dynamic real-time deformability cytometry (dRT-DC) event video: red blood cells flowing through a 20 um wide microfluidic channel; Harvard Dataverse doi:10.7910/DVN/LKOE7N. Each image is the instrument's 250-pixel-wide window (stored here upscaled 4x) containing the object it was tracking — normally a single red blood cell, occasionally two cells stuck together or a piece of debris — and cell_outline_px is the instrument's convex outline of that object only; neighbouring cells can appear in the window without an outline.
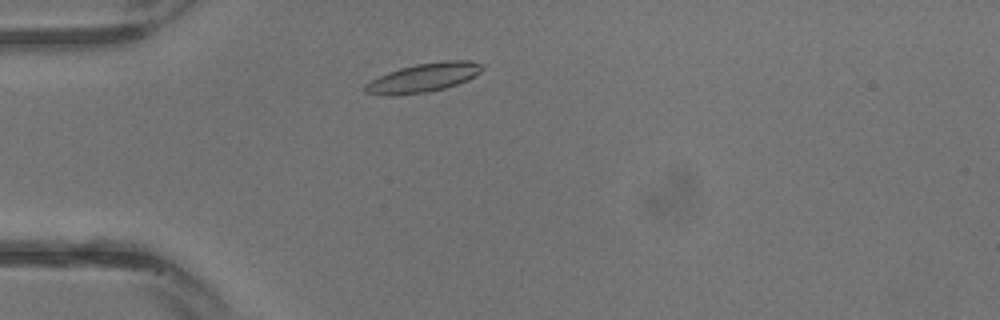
{"species": "common noctule bat (a hibernating species)", "species_latin": "Nyctalus noctula", "temperature_condition": "warm", "stored_images_in_passage": 7, "camera_frame_rate_fps": 3000, "um_per_image_px": 0.085, "animal": {"sex": "male", "body_mass_g": 13.3}, "frame": {"image": 1, "passage_image": 4, "time_ms": 1.0, "image_size_px": [1000, 320], "cell_outline_px": [[484, 68], [476, 76], [468, 80], [444, 88], [428, 92], [396, 96], [384, 96], [364, 92], [364, 84], [388, 72], [400, 68], [416, 64], [444, 60], [468, 60], [484, 64]], "centroid_in_image_um": [36.0, 6.61], "position_along_channel_um": 49.0, "area_um2": 19.94}}
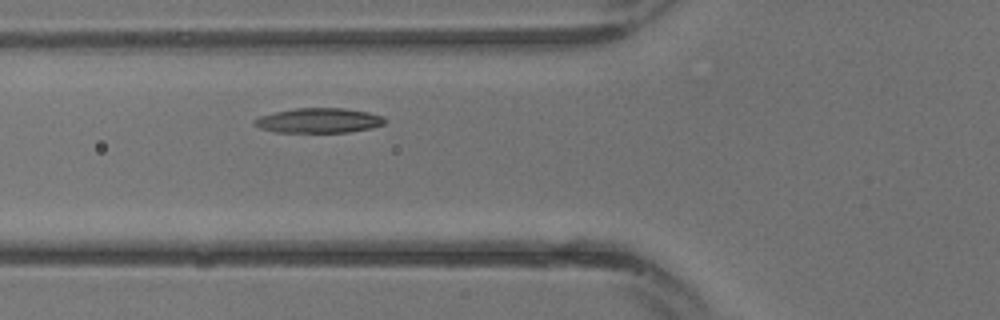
{"frame": {"image": 2, "passage_image": 7, "time_ms": 2.0, "image_size_px": [1000, 320], "cell_outline_px": [[384, 124], [372, 128], [348, 132], [276, 132], [260, 128], [252, 124], [252, 120], [260, 116], [276, 112], [296, 108], [344, 108], [368, 112], [380, 116], [384, 120]], "centroid_in_image_um": [27.05, 10.24], "position_along_channel_um": 98.7, "area_um2": 18.73}}